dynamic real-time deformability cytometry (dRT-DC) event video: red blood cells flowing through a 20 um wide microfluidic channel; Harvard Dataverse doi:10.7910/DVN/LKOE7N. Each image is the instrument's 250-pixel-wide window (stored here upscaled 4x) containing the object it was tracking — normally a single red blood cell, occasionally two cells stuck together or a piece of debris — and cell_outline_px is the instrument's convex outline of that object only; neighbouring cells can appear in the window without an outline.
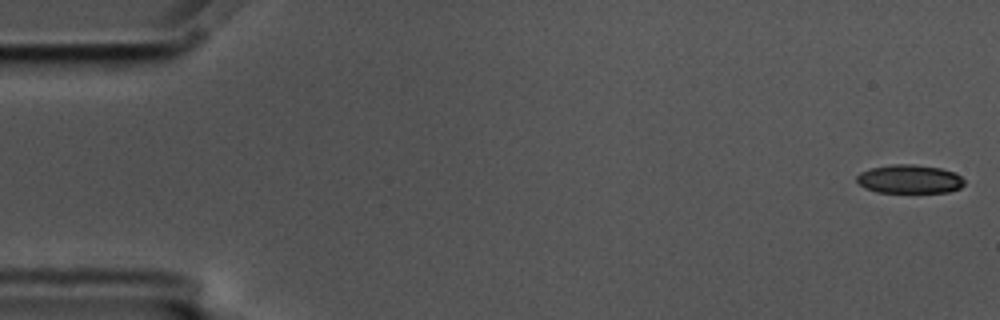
{"species": "common noctule bat (a hibernating species)", "species_latin": "Nyctalus noctula", "temperature_condition": "cold", "stored_images_in_passage": 56, "camera_frame_rate_fps": 3000, "um_per_image_px": 0.085, "animal": {"sex": "male", "body_mass_g": 17.5, "forearm_length_mm": 52.3}, "frame": {"image": 1, "passage_image": 1, "time_ms": 0.0, "image_size_px": [1000, 320], "cell_outline_px": [[964, 184], [960, 188], [948, 192], [876, 192], [864, 188], [856, 180], [856, 176], [860, 172], [872, 168], [892, 164], [912, 164], [940, 168], [956, 172], [964, 180]], "centroid_in_image_um": [77.31, 15.22], "position_along_channel_um": 7.7, "area_um2": 17.98}}
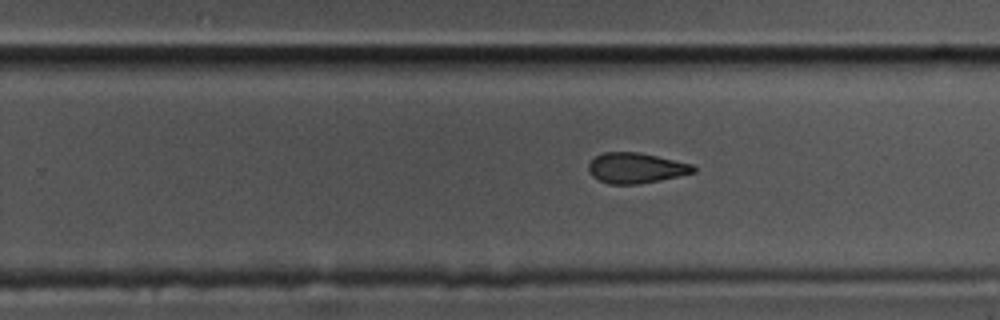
{"frame": {"image": 2, "passage_image": 35, "time_ms": 11.333, "image_size_px": [1000, 320], "cell_outline_px": [[696, 172], [660, 180], [640, 184], [608, 184], [592, 176], [588, 172], [588, 164], [596, 156], [604, 152], [640, 152], [692, 164], [696, 168]], "centroid_in_image_um": [54.04, 14.28], "position_along_channel_um": 275.8, "area_um2": 18.61}}
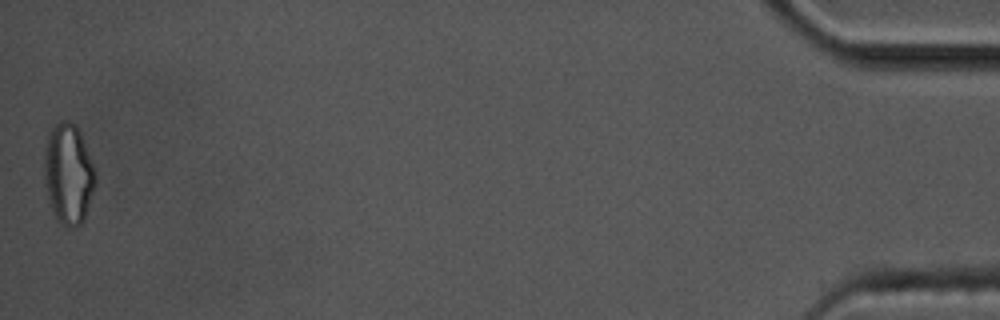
{"frame": {"image": 3, "passage_image": 56, "time_ms": 18.333, "image_size_px": [1000, 320], "cell_outline_px": [[96, 180], [84, 220], [80, 224], [72, 228], [68, 228], [56, 220], [44, 184], [44, 148], [48, 136], [52, 128], [60, 120], [68, 120], [76, 124], [80, 132], [96, 172]], "centroid_in_image_um": [5.8, 14.77], "position_along_channel_um": 429.4, "area_um2": 30.0}, "authors_computed_cell_mechanics": {"area_um2": 19.7676, "velocity_mm_per_s": 3.5654, "shape_relaxation_time_tau1_ms": 4.4398, "shape_relaxation_time_tau2_ms": 3.3668, "deformation_change_tau1": 0.1373, "deformation_change_tau2": 0.1156}}